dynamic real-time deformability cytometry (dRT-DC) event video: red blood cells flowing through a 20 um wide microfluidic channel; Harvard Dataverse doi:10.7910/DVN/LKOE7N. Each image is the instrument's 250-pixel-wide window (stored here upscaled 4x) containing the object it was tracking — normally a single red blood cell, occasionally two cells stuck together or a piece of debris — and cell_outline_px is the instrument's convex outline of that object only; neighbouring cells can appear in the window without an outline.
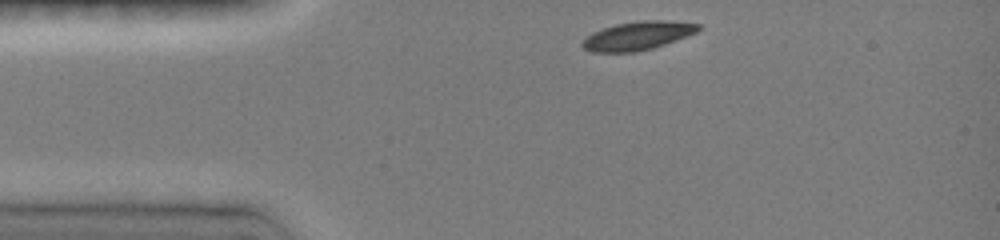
{"species": "common noctule bat (a hibernating species)", "species_latin": "Nyctalus noctula", "temperature_condition": "room temperature", "stored_images_in_passage": 7, "camera_frame_rate_fps": 3000, "um_per_image_px": 0.085, "animal": {"sex": "female", "body_mass_g": 19.0, "forearm_length_mm": 51.5}, "frame": {"image": 1, "passage_image": 1, "time_ms": 0.0, "image_size_px": [1000, 240], "cell_outline_px": [[700, 28], [696, 32], [676, 40], [652, 48], [632, 52], [592, 52], [584, 48], [580, 44], [592, 32], [616, 24], [640, 20], [664, 20], [700, 24]], "centroid_in_image_um": [54.19, 3.03], "position_along_channel_um": 30.8, "area_um2": 19.02}}
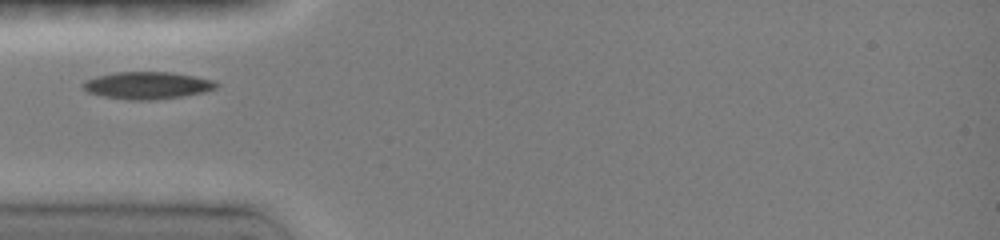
{"frame": {"image": 2, "passage_image": 5, "time_ms": 2.0, "image_size_px": [1000, 240], "cell_outline_px": [[216, 88], [200, 92], [180, 96], [152, 100], [128, 100], [104, 96], [88, 92], [84, 88], [84, 84], [88, 80], [96, 76], [116, 72], [172, 72], [212, 80], [216, 84]], "centroid_in_image_um": [12.48, 7.25], "position_along_channel_um": 72.5, "area_um2": 20.58}}